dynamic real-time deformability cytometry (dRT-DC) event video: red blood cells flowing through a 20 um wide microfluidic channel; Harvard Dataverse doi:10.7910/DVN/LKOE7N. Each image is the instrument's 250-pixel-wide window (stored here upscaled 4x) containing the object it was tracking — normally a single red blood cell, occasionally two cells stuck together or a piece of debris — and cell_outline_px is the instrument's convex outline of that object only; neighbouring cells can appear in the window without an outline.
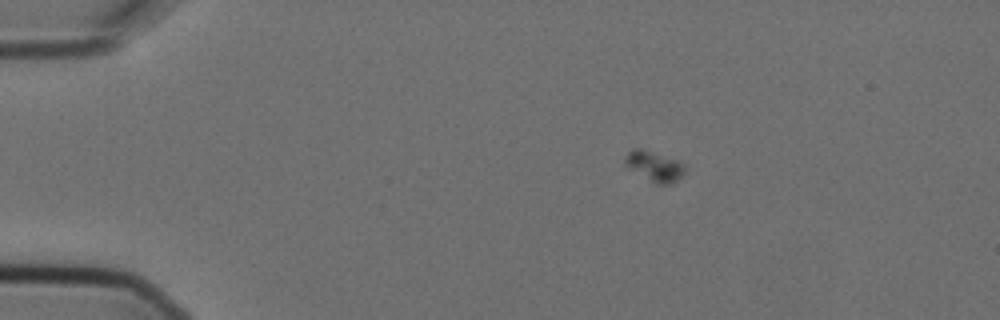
{"species": "Egyptian fruit bat (a non-hibernating species)", "species_latin": "Rousettus aegyptiacus", "temperature_condition": "cold", "stored_images_in_passage": 10, "camera_frame_rate_fps": 3000, "um_per_image_px": 0.085, "animal": {"sex": "female"}, "frame": {"image": 1, "passage_image": 2, "time_ms": 0.333, "image_size_px": [1000, 320], "cell_outline_px": [[684, 176], [672, 184], [656, 184], [624, 168], [624, 160], [628, 152], [632, 148], [640, 148], [680, 160], [684, 164]], "centroid_in_image_um": [55.6, 14.14], "position_along_channel_um": 29.4, "area_um2": 10.98}}
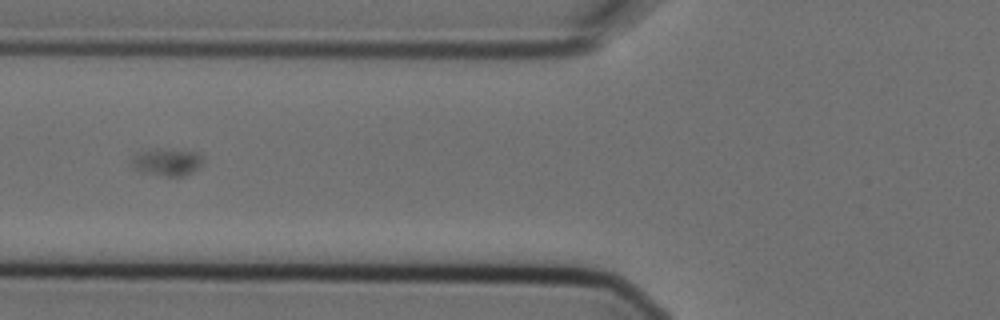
{"frame": {"image": 2, "passage_image": 6, "time_ms": 1.667, "image_size_px": [1000, 320], "cell_outline_px": [[204, 164], [200, 168], [184, 176], [164, 176], [140, 172], [132, 164], [132, 156], [144, 152], [160, 148], [164, 148], [196, 152], [204, 160]], "centroid_in_image_um": [14.26, 13.79], "position_along_channel_um": 111.5, "area_um2": 11.33}}
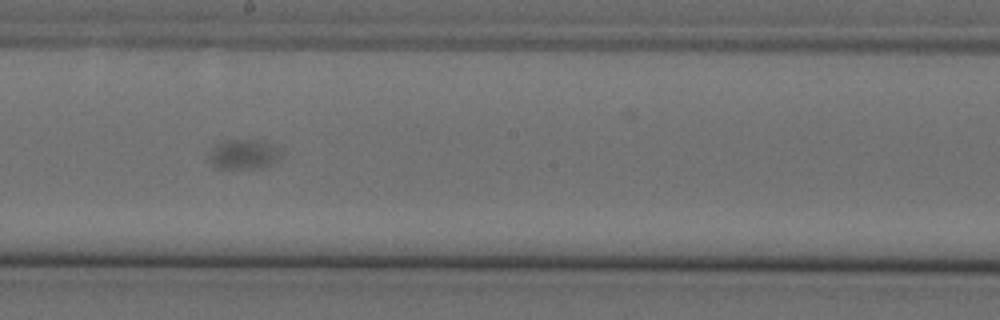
{"frame": {"image": 3, "passage_image": 9, "time_ms": 2.667, "image_size_px": [1000, 320], "cell_outline_px": [[280, 156], [268, 164], [260, 168], [216, 168], [208, 160], [208, 156], [212, 148], [224, 140], [248, 140], [268, 144], [276, 148], [280, 152]], "centroid_in_image_um": [20.6, 13.13], "position_along_channel_um": 227.6, "area_um2": 11.91}}